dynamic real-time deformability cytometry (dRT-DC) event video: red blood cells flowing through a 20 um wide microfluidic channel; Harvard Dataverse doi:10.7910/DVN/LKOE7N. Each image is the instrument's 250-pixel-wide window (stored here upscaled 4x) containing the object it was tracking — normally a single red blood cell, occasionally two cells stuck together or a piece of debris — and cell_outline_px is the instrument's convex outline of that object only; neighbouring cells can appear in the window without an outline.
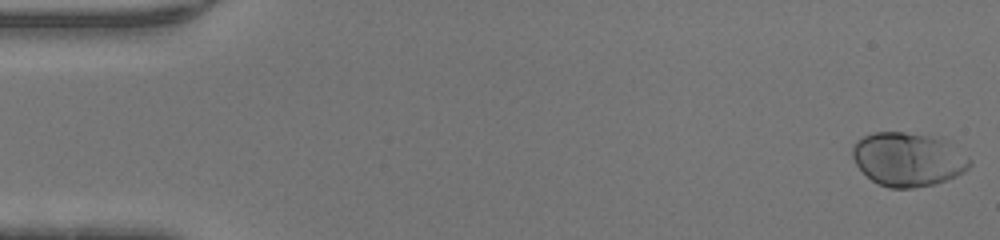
{"species": "human", "species_latin": "Homo sapiens", "temperature_condition": "warm", "stored_images_in_passage": 47, "camera_frame_rate_fps": 3000, "um_per_image_px": 0.085, "donor": {"sex": "male"}, "frame": {"image": 1, "passage_image": 1, "time_ms": 0.0, "image_size_px": [1000, 240], "cell_outline_px": [[972, 164], [964, 172], [956, 176], [936, 184], [912, 188], [888, 188], [872, 180], [856, 164], [852, 156], [852, 144], [856, 140], [872, 132], [904, 132], [940, 136], [972, 160]], "centroid_in_image_um": [77.19, 13.53], "position_along_channel_um": 7.8, "area_um2": 36.99}}
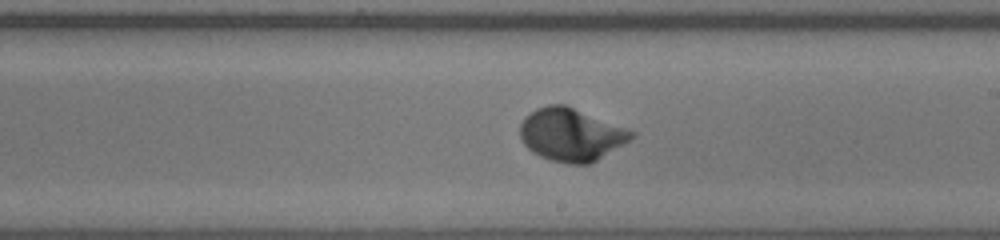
{"frame": {"image": 2, "passage_image": 27, "time_ms": 8.667, "image_size_px": [1000, 240], "cell_outline_px": [[636, 136], [624, 144], [596, 160], [588, 164], [568, 164], [552, 160], [540, 156], [532, 152], [524, 144], [520, 136], [520, 124], [536, 108], [548, 104], [564, 104], [636, 132]], "centroid_in_image_um": [48.54, 11.45], "position_along_channel_um": 240.5, "area_um2": 33.87}}
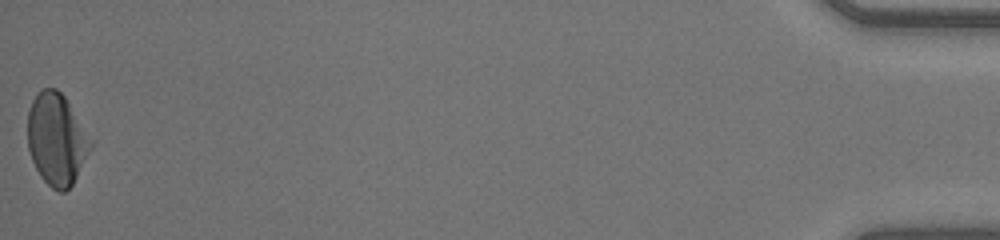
{"frame": {"image": 3, "passage_image": 47, "time_ms": 15.333, "image_size_px": [1000, 240], "cell_outline_px": [[92, 148], [72, 184], [64, 192], [60, 192], [52, 188], [40, 176], [32, 160], [28, 148], [28, 112], [32, 100], [44, 88], [56, 88], [64, 96], [92, 144]], "centroid_in_image_um": [4.78, 11.86], "position_along_channel_um": 430.4, "area_um2": 32.89}}